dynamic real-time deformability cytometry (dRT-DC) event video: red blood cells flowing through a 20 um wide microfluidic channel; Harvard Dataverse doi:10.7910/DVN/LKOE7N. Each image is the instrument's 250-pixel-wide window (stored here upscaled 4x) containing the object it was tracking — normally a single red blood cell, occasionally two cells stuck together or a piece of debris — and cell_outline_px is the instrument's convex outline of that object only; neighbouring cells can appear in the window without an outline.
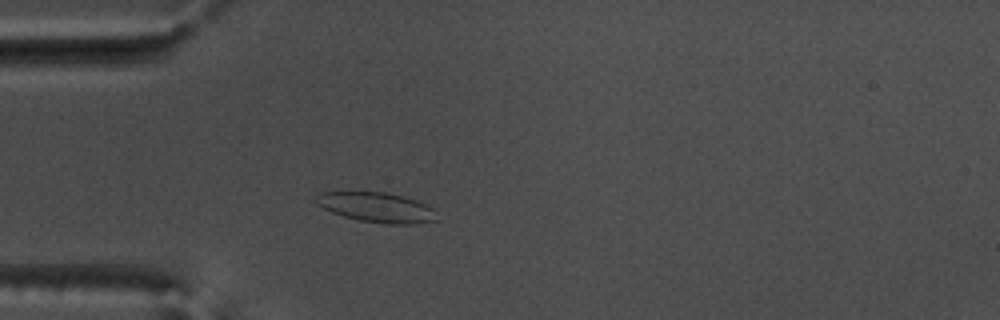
{"species": "common noctule bat (a hibernating species)", "species_latin": "Nyctalus noctula", "temperature_condition": "warm", "stored_images_in_passage": 50, "camera_frame_rate_fps": 3000, "um_per_image_px": 0.085, "animal": {"sex": "male", "body_mass_g": 17.5, "forearm_length_mm": 52.3}, "frame": {"image": 1, "passage_image": 11, "time_ms": 3.333, "image_size_px": [1000, 320], "cell_outline_px": [[436, 220], [416, 224], [384, 224], [360, 220], [344, 216], [332, 212], [316, 204], [316, 196], [320, 192], [388, 192], [416, 200], [432, 208]], "centroid_in_image_um": [32.0, 17.62], "position_along_channel_um": 53.0, "area_um2": 20.81}}
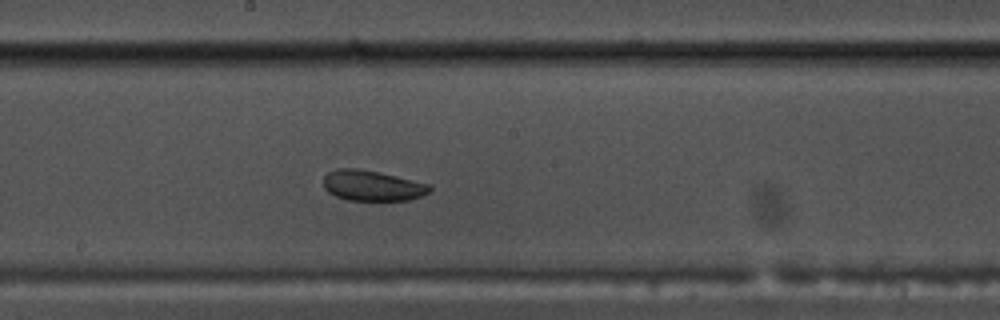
{"frame": {"image": 2, "passage_image": 25, "time_ms": 8.0, "image_size_px": [1000, 320], "cell_outline_px": [[432, 192], [408, 200], [348, 200], [336, 196], [328, 192], [324, 188], [324, 176], [328, 172], [336, 168], [360, 168], [380, 172], [432, 184]], "centroid_in_image_um": [31.67, 15.76], "position_along_channel_um": 216.5, "area_um2": 19.13}}
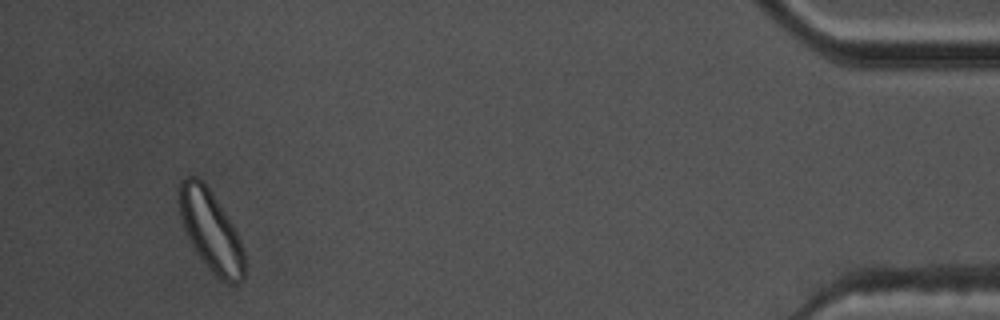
{"frame": {"image": 3, "passage_image": 47, "time_ms": 15.333, "image_size_px": [1000, 320], "cell_outline_px": [[244, 276], [240, 280], [232, 284], [228, 284], [220, 280], [208, 268], [196, 252], [184, 228], [180, 216], [180, 180], [188, 176], [196, 176], [208, 188], [232, 224], [240, 240], [244, 252]], "centroid_in_image_um": [17.92, 19.66], "position_along_channel_um": 417.3, "area_um2": 29.88}, "authors_computed_cell_mechanics": {"area_um2": 21.2415, "velocity_mm_per_s": 3.7081, "shape_relaxation_time_tau1_ms": null, "shape_relaxation_time_tau2_ms": 4.6247, "deformation_change_tau1": null, "deformation_change_tau2": 0.0787}}